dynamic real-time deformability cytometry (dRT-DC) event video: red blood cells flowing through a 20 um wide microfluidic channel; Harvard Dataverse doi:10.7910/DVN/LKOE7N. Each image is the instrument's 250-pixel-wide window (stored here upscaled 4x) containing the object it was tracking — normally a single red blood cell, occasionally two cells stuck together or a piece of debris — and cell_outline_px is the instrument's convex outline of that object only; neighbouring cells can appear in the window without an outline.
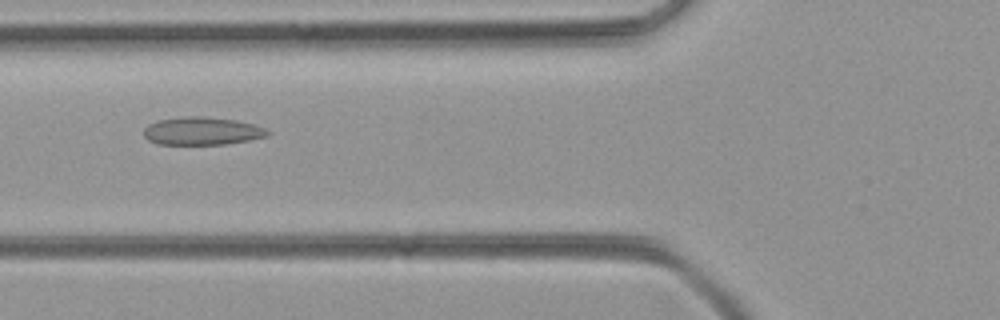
{"species": "common noctule bat (a hibernating species)", "species_latin": "Nyctalus noctula", "temperature_condition": "room temperature", "stored_images_in_passage": 38, "camera_frame_rate_fps": 3000, "um_per_image_px": 0.085, "animal": {"sex": "female", "body_mass_g": 21.9}, "frame": {"image": 1, "passage_image": 7, "time_ms": 2.0, "image_size_px": [1000, 320], "cell_outline_px": [[272, 132], [268, 136], [248, 140], [224, 144], [156, 144], [148, 140], [144, 136], [144, 128], [148, 124], [160, 120], [188, 116], [200, 116], [236, 120], [252, 124], [264, 128]], "centroid_in_image_um": [17.17, 11.14], "position_along_channel_um": 108.6, "area_um2": 20.0}}
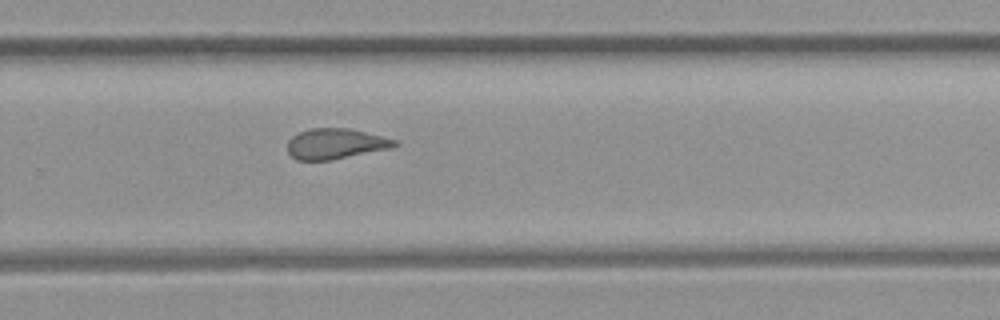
{"frame": {"image": 2, "passage_image": 21, "time_ms": 6.667, "image_size_px": [1000, 320], "cell_outline_px": [[400, 144], [392, 148], [332, 160], [296, 160], [288, 152], [288, 140], [292, 136], [308, 128], [352, 128], [396, 140]], "centroid_in_image_um": [28.54, 12.21], "position_along_channel_um": 301.3, "area_um2": 19.19}}
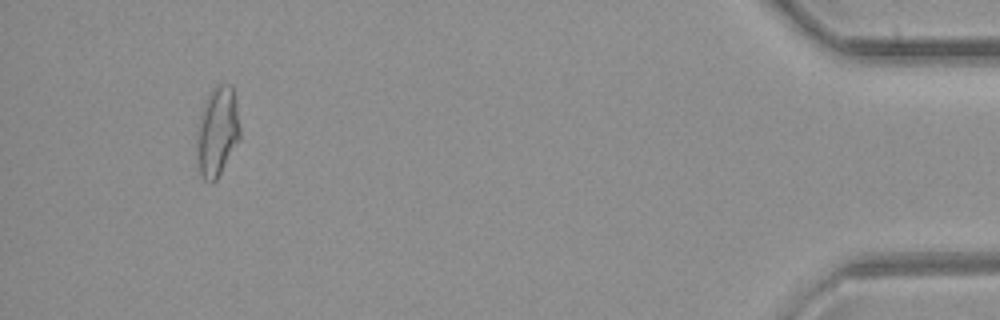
{"frame": {"image": 3, "passage_image": 35, "time_ms": 11.333, "image_size_px": [1000, 320], "cell_outline_px": [[240, 140], [216, 180], [212, 184], [204, 180], [200, 176], [196, 148], [196, 132], [200, 116], [204, 104], [212, 88], [216, 84], [232, 84], [240, 132]], "centroid_in_image_um": [18.45, 11.22], "position_along_channel_um": 416.8, "area_um2": 22.6}}